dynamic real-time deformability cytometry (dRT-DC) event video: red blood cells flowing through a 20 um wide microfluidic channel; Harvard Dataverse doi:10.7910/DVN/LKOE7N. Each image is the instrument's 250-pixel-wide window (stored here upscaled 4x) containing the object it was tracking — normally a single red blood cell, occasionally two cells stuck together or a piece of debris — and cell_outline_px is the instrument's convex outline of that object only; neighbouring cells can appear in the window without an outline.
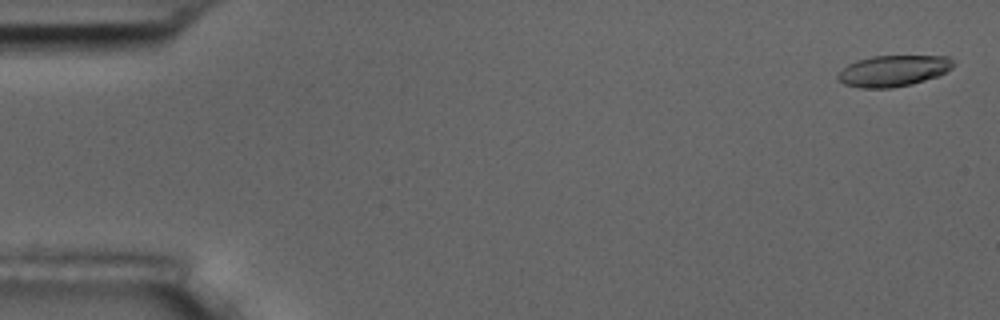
{"species": "common noctule bat (a hibernating species)", "species_latin": "Nyctalus noctula", "temperature_condition": "room temperature", "stored_images_in_passage": 15, "camera_frame_rate_fps": 3000, "um_per_image_px": 0.085, "animal": {"sex": "male", "body_mass_g": 17.5, "forearm_length_mm": 52.3}, "frame": {"image": 1, "passage_image": 1, "time_ms": 0.0, "image_size_px": [1000, 320], "cell_outline_px": [[956, 64], [952, 68], [940, 76], [912, 84], [892, 88], [860, 88], [844, 84], [836, 80], [836, 76], [848, 64], [856, 60], [872, 56], [948, 56]], "centroid_in_image_um": [75.94, 6.03], "position_along_channel_um": 9.1, "area_um2": 21.21}}
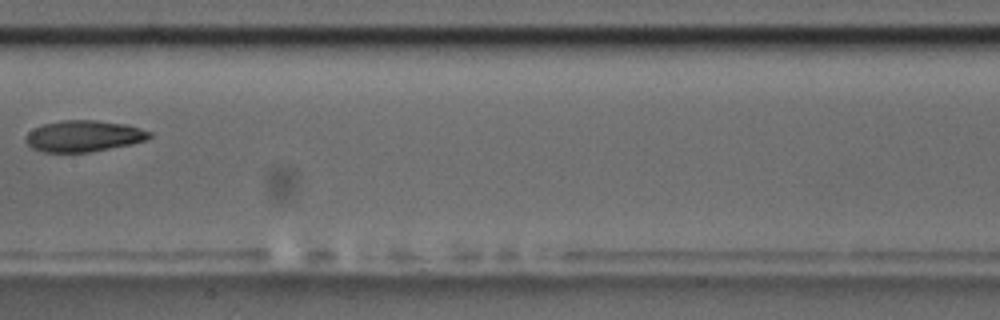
{"frame": {"image": 2, "passage_image": 8, "time_ms": 9.0, "image_size_px": [1000, 320], "cell_outline_px": [[152, 136], [144, 140], [128, 144], [88, 152], [44, 152], [32, 148], [24, 140], [28, 132], [44, 124], [60, 120], [96, 120], [128, 124], [152, 132]], "centroid_in_image_um": [7.1, 11.55], "position_along_channel_um": 200.3, "area_um2": 22.37}}
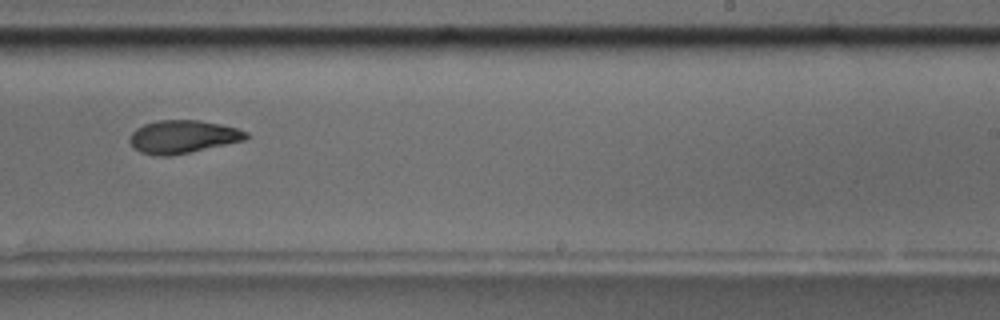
{"frame": {"image": 3, "passage_image": 10, "time_ms": 11.0, "image_size_px": [1000, 320], "cell_outline_px": [[248, 136], [244, 140], [172, 156], [156, 156], [140, 152], [128, 140], [128, 136], [136, 128], [144, 124], [156, 120], [200, 120], [220, 124], [236, 128], [248, 132]], "centroid_in_image_um": [15.5, 11.62], "position_along_channel_um": 273.5, "area_um2": 22.37}, "authors_computed_cell_mechanics": {"area_um2": 22.4264, "velocity_mm_per_s": 3.662, "shape_relaxation_time_tau1_ms": null, "shape_relaxation_time_tau2_ms": 4.865, "deformation_change_tau1": null, "deformation_change_tau2": 0.0966}}